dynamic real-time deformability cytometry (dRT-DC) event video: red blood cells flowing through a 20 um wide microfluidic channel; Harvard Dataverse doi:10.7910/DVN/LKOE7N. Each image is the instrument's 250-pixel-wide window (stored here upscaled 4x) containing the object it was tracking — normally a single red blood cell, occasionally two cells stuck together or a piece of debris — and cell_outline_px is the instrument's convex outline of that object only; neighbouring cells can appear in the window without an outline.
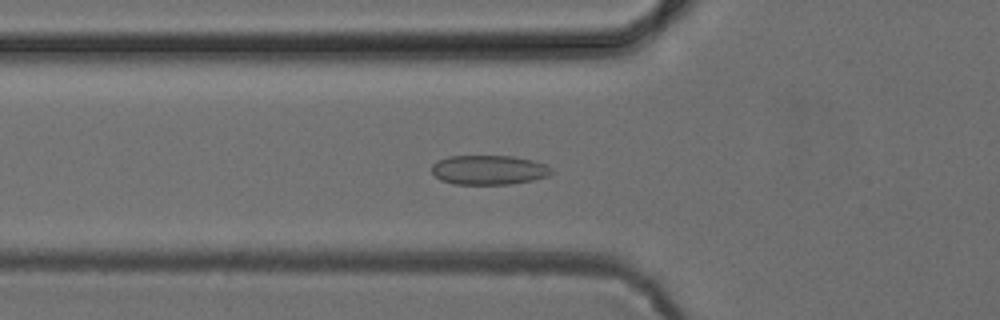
{"species": "common noctule bat (a hibernating species)", "species_latin": "Nyctalus noctula", "temperature_condition": "cold", "stored_images_in_passage": 51, "camera_frame_rate_fps": 3000, "um_per_image_px": 0.085, "animal": {"sex": "female", "body_mass_g": 24.6, "forearm_length_mm": 56.2}, "frame": {"image": 1, "passage_image": 17, "time_ms": 5.333, "image_size_px": [1000, 320], "cell_outline_px": [[552, 172], [548, 176], [532, 180], [512, 184], [456, 184], [440, 180], [432, 172], [432, 164], [448, 156], [512, 156], [532, 160], [544, 164], [552, 168]], "centroid_in_image_um": [41.55, 14.44], "position_along_channel_um": 84.2, "area_um2": 20.46}}
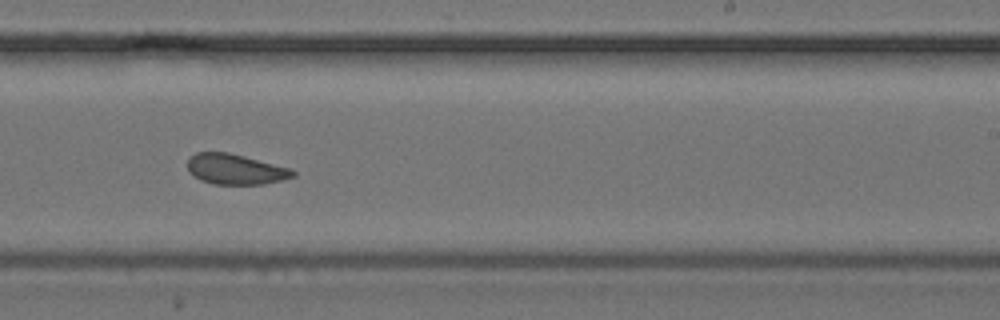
{"frame": {"image": 2, "passage_image": 31, "time_ms": 10.0, "image_size_px": [1000, 320], "cell_outline_px": [[296, 176], [264, 184], [212, 184], [200, 180], [188, 172], [188, 160], [196, 152], [228, 152], [292, 168], [296, 172]], "centroid_in_image_um": [20.02, 14.39], "position_along_channel_um": 269.0, "area_um2": 18.73}}
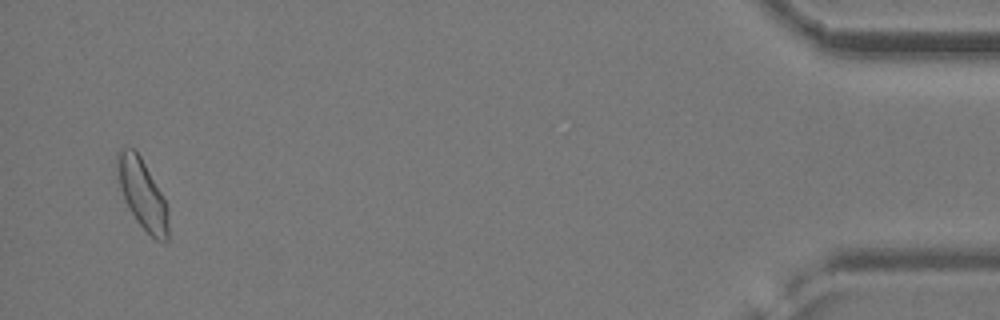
{"frame": {"image": 3, "passage_image": 49, "time_ms": 16.0, "image_size_px": [1000, 320], "cell_outline_px": [[168, 240], [156, 240], [136, 220], [124, 200], [116, 168], [116, 152], [120, 148], [132, 148], [140, 156], [160, 192], [168, 208]], "centroid_in_image_um": [12.08, 16.48], "position_along_channel_um": 423.1, "area_um2": 20.23}}